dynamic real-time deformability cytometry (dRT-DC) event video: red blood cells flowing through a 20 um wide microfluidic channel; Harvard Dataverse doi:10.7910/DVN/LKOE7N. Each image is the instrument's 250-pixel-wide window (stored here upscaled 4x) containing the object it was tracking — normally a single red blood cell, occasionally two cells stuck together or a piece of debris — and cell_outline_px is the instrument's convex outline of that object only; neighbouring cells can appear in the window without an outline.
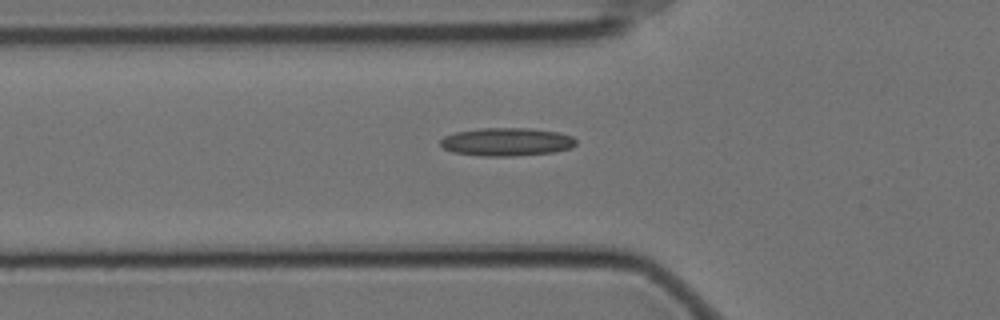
{"species": "Egyptian fruit bat (a non-hibernating species)", "species_latin": "Rousettus aegyptiacus", "temperature_condition": "cold", "stored_images_in_passage": 40, "camera_frame_rate_fps": 3000, "um_per_image_px": 0.085, "animal": {"sex": "female"}, "frame": {"image": 1, "passage_image": 2, "time_ms": 0.333, "image_size_px": [1000, 320], "cell_outline_px": [[576, 144], [572, 148], [552, 152], [512, 156], [480, 156], [452, 152], [444, 148], [440, 144], [440, 140], [444, 136], [456, 132], [480, 128], [528, 128], [560, 132], [572, 136], [576, 140]], "centroid_in_image_um": [43.07, 12.05], "position_along_channel_um": 82.7, "area_um2": 22.31}}
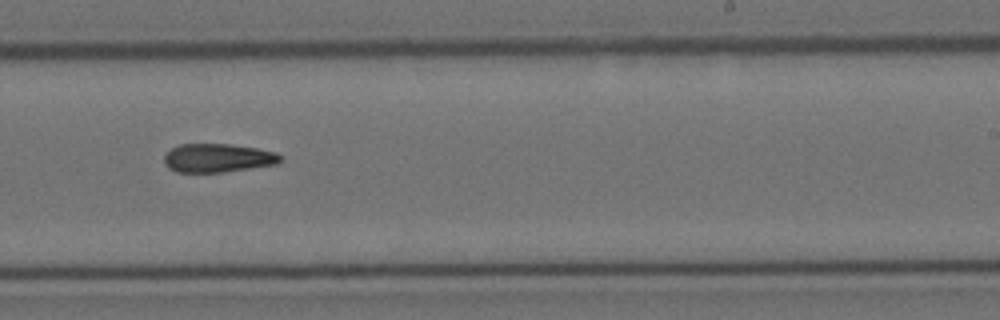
{"frame": {"image": 2, "passage_image": 18, "time_ms": 5.667, "image_size_px": [1000, 320], "cell_outline_px": [[284, 160], [280, 164], [224, 172], [176, 172], [168, 168], [164, 164], [164, 156], [172, 148], [180, 144], [232, 144], [256, 148], [276, 152]], "centroid_in_image_um": [18.55, 13.43], "position_along_channel_um": 270.5, "area_um2": 19.59}}
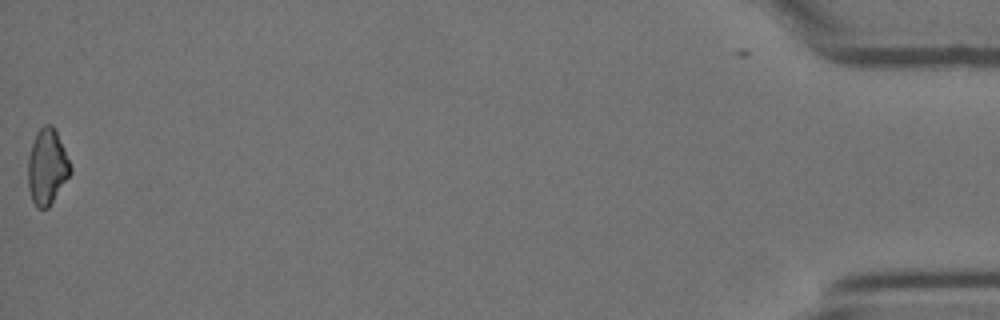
{"frame": {"image": 3, "passage_image": 40, "time_ms": 13.0, "image_size_px": [1000, 320], "cell_outline_px": [[72, 172], [48, 208], [36, 208], [32, 200], [28, 188], [28, 156], [36, 132], [44, 124], [52, 124], [64, 148], [72, 168]], "centroid_in_image_um": [4.0, 14.18], "position_along_channel_um": 431.2, "area_um2": 18.67}, "authors_computed_cell_mechanics": {"area_um2": 19.6809, "velocity_mm_per_s": 3.5073, "shape_relaxation_time_tau1_ms": null, "shape_relaxation_time_tau2_ms": 10.4747, "deformation_change_tau1": null, "deformation_change_tau2": 0.2233}}